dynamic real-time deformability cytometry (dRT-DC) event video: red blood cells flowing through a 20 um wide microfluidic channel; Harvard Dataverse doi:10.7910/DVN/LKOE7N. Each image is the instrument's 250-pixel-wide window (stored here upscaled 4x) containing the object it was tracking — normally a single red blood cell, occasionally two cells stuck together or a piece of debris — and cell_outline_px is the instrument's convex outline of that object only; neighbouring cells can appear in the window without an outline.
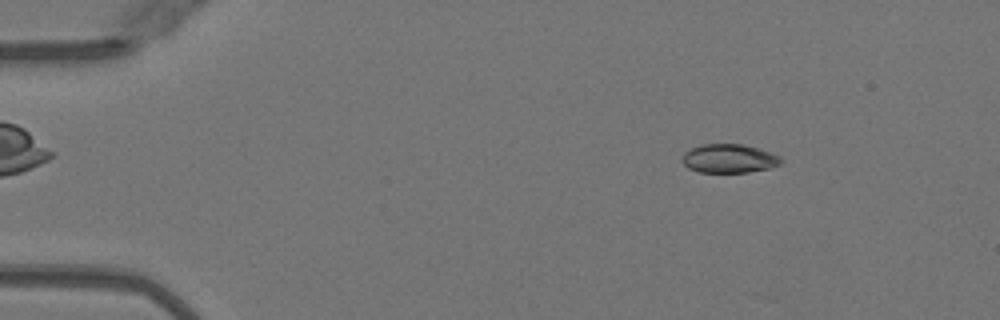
{"species": "Egyptian fruit bat (a non-hibernating species)", "species_latin": "Rousettus aegyptiacus", "temperature_condition": "warm", "stored_images_in_passage": 7, "camera_frame_rate_fps": 3000, "um_per_image_px": 0.085, "animal": {"sex": "female"}, "frame": {"image": 1, "passage_image": 3, "time_ms": 0.667, "image_size_px": [1000, 320], "cell_outline_px": [[784, 160], [780, 164], [772, 168], [748, 172], [700, 172], [688, 168], [680, 160], [684, 152], [692, 148], [704, 144], [744, 144], [760, 148], [780, 156]], "centroid_in_image_um": [62.0, 13.47], "position_along_channel_um": 23.0, "area_um2": 16.76}}